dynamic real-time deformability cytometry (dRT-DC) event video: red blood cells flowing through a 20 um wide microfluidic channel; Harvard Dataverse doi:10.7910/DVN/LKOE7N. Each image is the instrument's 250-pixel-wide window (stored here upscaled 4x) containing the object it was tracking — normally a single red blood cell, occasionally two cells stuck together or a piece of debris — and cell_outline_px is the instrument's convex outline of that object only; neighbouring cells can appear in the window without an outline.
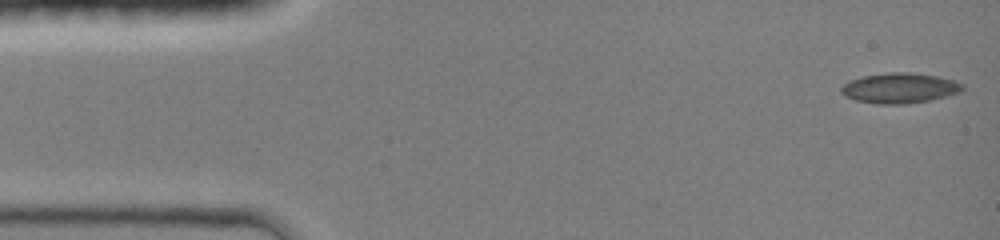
{"species": "common noctule bat (a hibernating species)", "species_latin": "Nyctalus noctula", "temperature_condition": "room temperature", "stored_images_in_passage": 37, "camera_frame_rate_fps": 3000, "um_per_image_px": 0.085, "animal": {"sex": "female", "body_mass_g": 19.0, "forearm_length_mm": 51.5}, "frame": {"image": 1, "passage_image": 1, "time_ms": 0.0, "image_size_px": [1000, 240], "cell_outline_px": [[964, 88], [960, 92], [948, 96], [932, 100], [904, 104], [876, 104], [856, 100], [844, 96], [840, 92], [840, 88], [844, 84], [860, 76], [892, 72], [908, 72], [936, 76], [956, 80], [964, 84]], "centroid_in_image_um": [76.49, 7.49], "position_along_channel_um": 8.5, "area_um2": 21.56}}
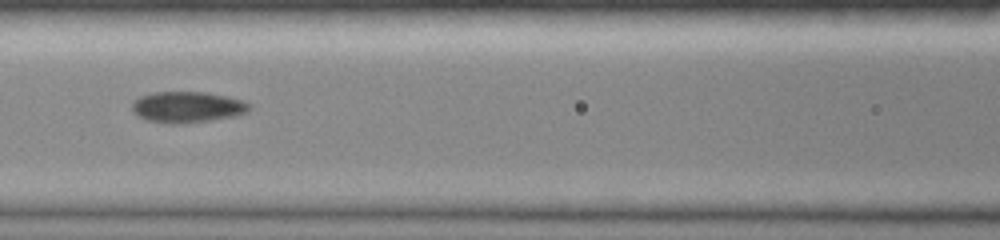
{"frame": {"image": 2, "passage_image": 16, "time_ms": 6.0, "image_size_px": [1000, 240], "cell_outline_px": [[252, 104], [248, 112], [236, 116], [212, 120], [180, 124], [168, 124], [148, 120], [136, 116], [132, 112], [132, 104], [140, 96], [152, 92], [208, 92], [228, 96], [244, 100]], "centroid_in_image_um": [15.95, 9.1], "position_along_channel_um": 150.6, "area_um2": 21.62}}
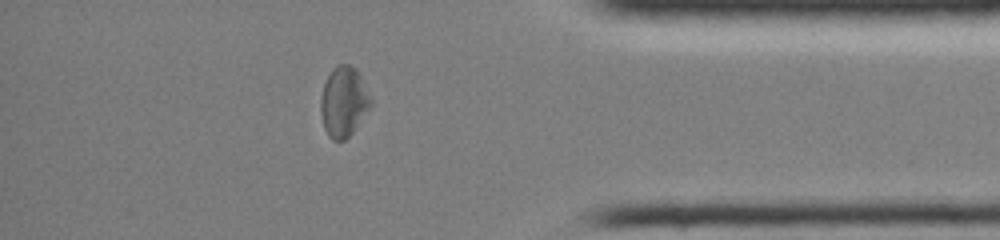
{"frame": {"image": 3, "passage_image": 32, "time_ms": 12.333, "image_size_px": [1000, 240], "cell_outline_px": [[372, 104], [352, 132], [344, 140], [332, 140], [328, 136], [324, 128], [320, 112], [320, 96], [324, 84], [332, 68], [336, 64], [348, 64], [356, 68], [372, 100]], "centroid_in_image_um": [29.18, 8.63], "position_along_channel_um": 406.0, "area_um2": 20.35}, "authors_computed_cell_mechanics": {"area_um2": 20.4612, "velocity_mm_per_s": 4.2463, "shape_relaxation_time_tau1_ms": null, "shape_relaxation_time_tau2_ms": 3.5895, "deformation_change_tau1": null, "deformation_change_tau2": 0.0887}}